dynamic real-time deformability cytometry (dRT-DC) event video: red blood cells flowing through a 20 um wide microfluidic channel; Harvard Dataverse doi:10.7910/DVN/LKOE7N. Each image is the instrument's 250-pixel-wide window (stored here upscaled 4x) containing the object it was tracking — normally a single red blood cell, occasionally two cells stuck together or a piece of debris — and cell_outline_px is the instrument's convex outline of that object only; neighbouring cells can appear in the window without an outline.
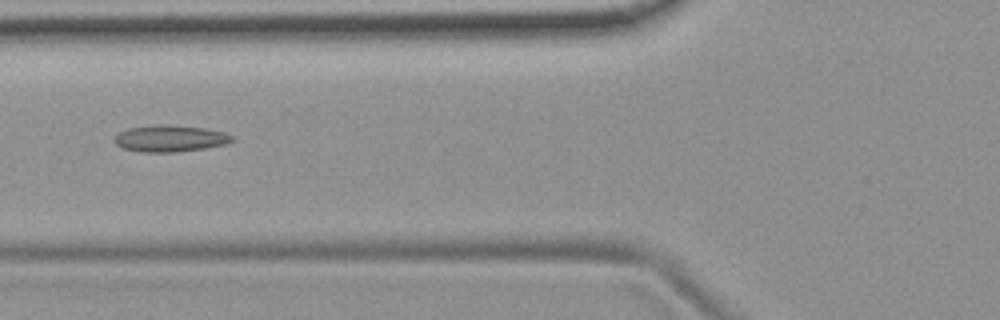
{"species": "common noctule bat (a hibernating species)", "species_latin": "Nyctalus noctula", "temperature_condition": "room temperature", "stored_images_in_passage": 20, "camera_frame_rate_fps": 3000, "um_per_image_px": 0.085, "animal": {"sex": "female", "body_mass_g": 19.9}, "frame": {"image": 1, "passage_image": 6, "time_ms": 1.667, "image_size_px": [1000, 320], "cell_outline_px": [[236, 140], [224, 144], [204, 148], [172, 152], [140, 152], [124, 148], [116, 144], [112, 140], [120, 132], [128, 128], [156, 124], [168, 124], [204, 128], [224, 132], [232, 136]], "centroid_in_image_um": [14.44, 11.76], "position_along_channel_um": 111.4, "area_um2": 18.21}}
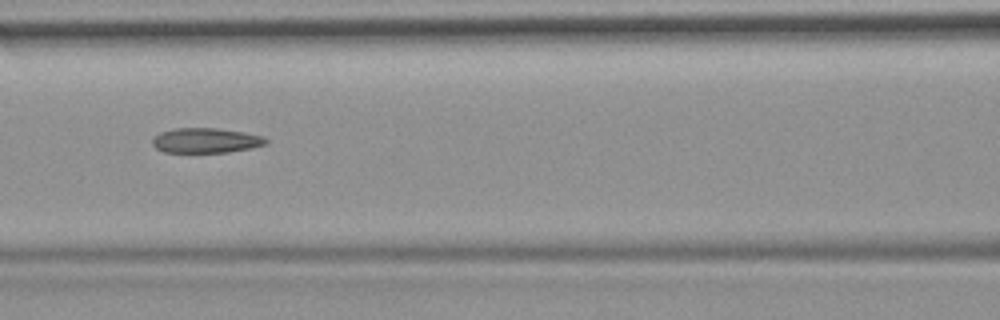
{"frame": {"image": 2, "passage_image": 9, "time_ms": 2.667, "image_size_px": [1000, 320], "cell_outline_px": [[268, 144], [252, 148], [228, 152], [164, 152], [156, 148], [152, 144], [152, 140], [160, 132], [176, 128], [216, 128], [244, 132], [264, 136], [268, 140]], "centroid_in_image_um": [17.54, 11.94], "position_along_channel_um": 149.1, "area_um2": 16.53}}